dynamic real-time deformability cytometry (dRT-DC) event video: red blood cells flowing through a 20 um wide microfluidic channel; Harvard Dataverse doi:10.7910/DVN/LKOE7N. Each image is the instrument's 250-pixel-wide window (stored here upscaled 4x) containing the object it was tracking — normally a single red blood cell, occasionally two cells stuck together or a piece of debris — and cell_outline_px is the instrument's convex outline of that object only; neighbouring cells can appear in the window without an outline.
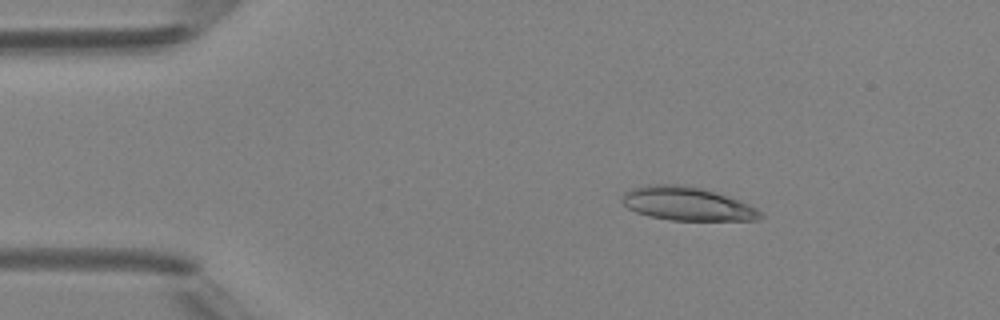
{"species": "Egyptian fruit bat (a non-hibernating species)", "species_latin": "Rousettus aegyptiacus", "temperature_condition": "room temperature", "stored_images_in_passage": 3, "camera_frame_rate_fps": 3000, "um_per_image_px": 0.085, "animal": {"sex": "female"}, "frame": {"image": 1, "passage_image": 2, "time_ms": 1.333, "image_size_px": [1000, 320], "cell_outline_px": [[764, 216], [760, 220], [668, 220], [648, 216], [636, 212], [628, 208], [620, 200], [624, 192], [632, 188], [648, 184], [676, 184], [700, 188], [740, 200], [756, 208]], "centroid_in_image_um": [58.37, 17.32], "position_along_channel_um": 26.6, "area_um2": 26.99}}